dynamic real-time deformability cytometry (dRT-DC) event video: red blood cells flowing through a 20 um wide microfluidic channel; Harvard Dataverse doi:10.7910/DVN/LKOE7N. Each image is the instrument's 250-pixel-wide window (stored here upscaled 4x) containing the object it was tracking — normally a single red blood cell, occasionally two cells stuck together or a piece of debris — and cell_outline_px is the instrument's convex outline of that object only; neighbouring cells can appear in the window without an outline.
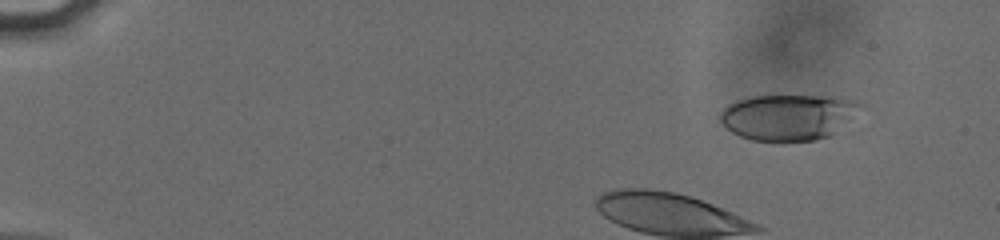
{"species": "human", "species_latin": "Homo sapiens", "temperature_condition": "cold", "stored_images_in_passage": 43, "camera_frame_rate_fps": 3000, "um_per_image_px": 0.085, "donor": {"sex": "male"}, "frame": {"image": 1, "passage_image": 6, "time_ms": 1.667, "image_size_px": [1000, 240], "cell_outline_px": [[864, 104], [828, 136], [812, 140], [752, 140], [740, 136], [732, 132], [716, 120], [716, 116], [728, 104], [736, 100], [748, 96], [840, 96], [856, 100]], "centroid_in_image_um": [66.89, 9.91], "position_along_channel_um": 18.1, "area_um2": 37.17}}
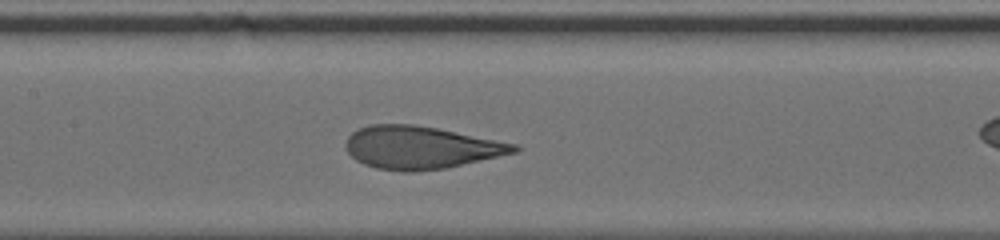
{"frame": {"image": 2, "passage_image": 25, "time_ms": 8.0, "image_size_px": [1000, 240], "cell_outline_px": [[520, 148], [516, 152], [444, 168], [412, 172], [404, 172], [376, 168], [364, 164], [356, 160], [344, 148], [344, 144], [348, 136], [352, 132], [360, 128], [372, 124], [412, 124], [436, 128], [516, 144]], "centroid_in_image_um": [35.69, 12.54], "position_along_channel_um": 171.7, "area_um2": 41.44}}
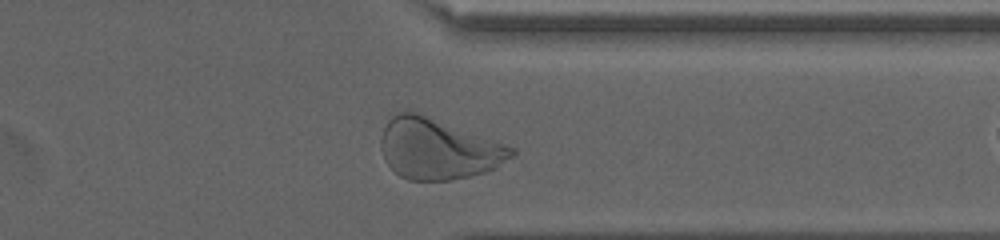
{"frame": {"image": 3, "passage_image": 41, "time_ms": 13.333, "image_size_px": [1000, 240], "cell_outline_px": [[516, 152], [512, 156], [496, 168], [484, 172], [468, 176], [448, 180], [408, 180], [400, 176], [384, 160], [380, 148], [380, 140], [384, 128], [388, 120], [392, 116], [408, 108], [516, 148]], "centroid_in_image_um": [37.21, 12.63], "position_along_channel_um": 374.2, "area_um2": 46.24}}